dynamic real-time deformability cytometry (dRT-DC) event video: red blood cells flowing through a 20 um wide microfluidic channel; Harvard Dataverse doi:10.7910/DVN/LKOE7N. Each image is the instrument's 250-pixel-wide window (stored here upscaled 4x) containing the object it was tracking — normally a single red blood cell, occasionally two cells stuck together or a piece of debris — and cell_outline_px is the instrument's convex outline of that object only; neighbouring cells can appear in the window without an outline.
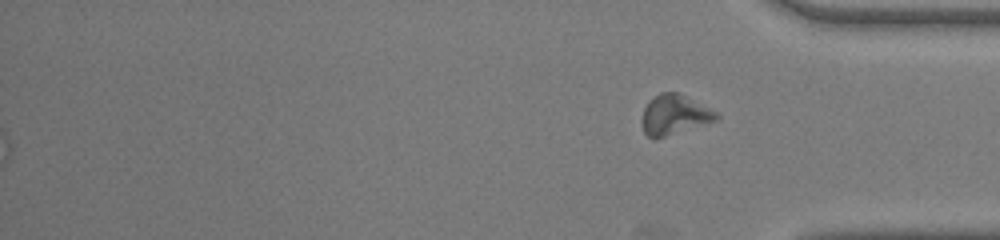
{"species": "common noctule bat (a hibernating species)", "species_latin": "Nyctalus noctula", "temperature_condition": "warm", "stored_images_in_passage": 32, "segment_of_instrument_passage": [2, 2], "camera_frame_rate_fps": 3000, "um_per_image_px": 0.085, "animal": {"sex": "male", "body_mass_g": 19.0, "forearm_length_mm": 50.8}, "frame": {"image": 1, "passage_image": 32, "time_ms": 10.333, "image_size_px": [1000, 240], "cell_outline_px": [[720, 116], [716, 120], [664, 136], [648, 136], [644, 132], [640, 124], [640, 120], [644, 108], [648, 100], [660, 92], [676, 92], [716, 112]], "centroid_in_image_um": [57.25, 9.73], "position_along_channel_um": 378.0, "area_um2": 16.76}}